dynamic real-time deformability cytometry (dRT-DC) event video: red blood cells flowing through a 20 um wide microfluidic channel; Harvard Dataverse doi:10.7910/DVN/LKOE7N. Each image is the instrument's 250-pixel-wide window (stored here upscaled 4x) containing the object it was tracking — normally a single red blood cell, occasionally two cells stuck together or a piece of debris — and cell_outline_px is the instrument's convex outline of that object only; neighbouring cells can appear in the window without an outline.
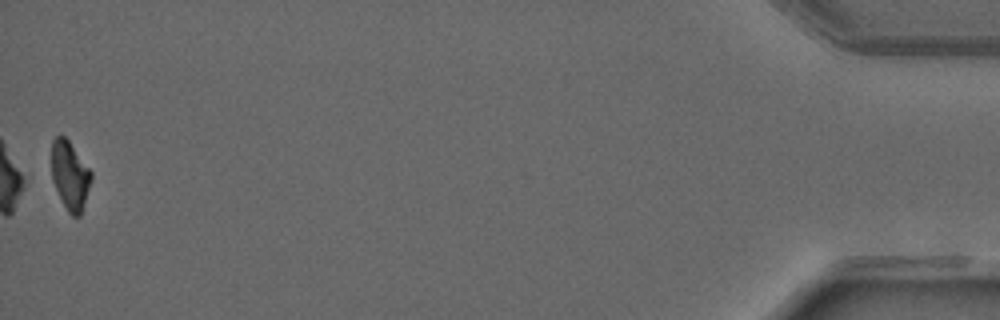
{"species": "common noctule bat (a hibernating species)", "species_latin": "Nyctalus noctula", "temperature_condition": "warm", "stored_images_in_passage": 36, "camera_frame_rate_fps": 3000, "um_per_image_px": 0.085, "animal": {"sex": "male", "forearm_length_mm": 52.5}, "frame": {"image": 1, "passage_image": 36, "time_ms": 11.667, "image_size_px": [1000, 320], "cell_outline_px": [[92, 180], [80, 216], [72, 216], [68, 212], [52, 180], [52, 140], [56, 136], [64, 136], [68, 140], [92, 172]], "centroid_in_image_um": [5.96, 14.91], "position_along_channel_um": 429.2, "area_um2": 15.61}, "authors_computed_cell_mechanics": {"area_um2": 18.0336, "velocity_mm_per_s": 4.095, "shape_relaxation_time_tau1_ms": 4.5082, "shape_relaxation_time_tau2_ms": null, "deformation_change_tau1": 0.2058, "deformation_change_tau2": null}}